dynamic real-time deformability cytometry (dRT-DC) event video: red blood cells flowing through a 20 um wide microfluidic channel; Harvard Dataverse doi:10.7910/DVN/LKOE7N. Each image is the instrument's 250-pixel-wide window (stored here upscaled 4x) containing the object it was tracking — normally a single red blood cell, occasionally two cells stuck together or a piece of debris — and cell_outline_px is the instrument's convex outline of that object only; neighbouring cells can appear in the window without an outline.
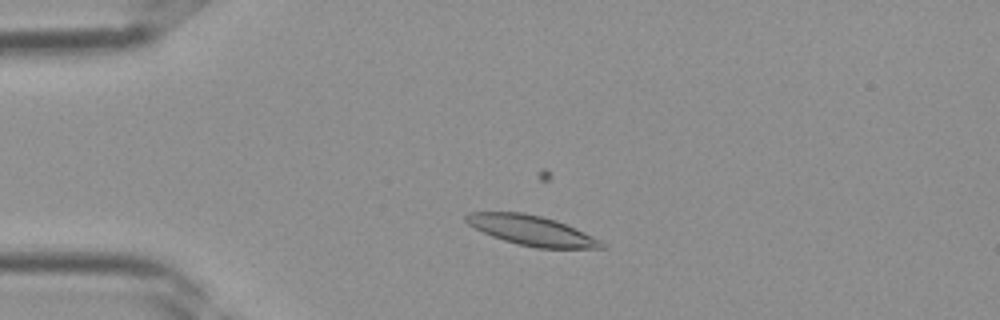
{"species": "Egyptian fruit bat (a non-hibernating species)", "species_latin": "Rousettus aegyptiacus", "temperature_condition": "room temperature", "stored_images_in_passage": 34, "camera_frame_rate_fps": 3000, "um_per_image_px": 0.085, "frame": {"image": 1, "passage_image": 6, "time_ms": 1.667, "image_size_px": [1000, 320], "cell_outline_px": [[604, 248], [536, 248], [504, 240], [492, 236], [468, 224], [464, 220], [464, 216], [468, 212], [524, 212], [556, 220], [592, 236], [600, 240], [604, 244]], "centroid_in_image_um": [45.15, 19.58], "position_along_channel_um": 39.8, "area_um2": 23.24}}
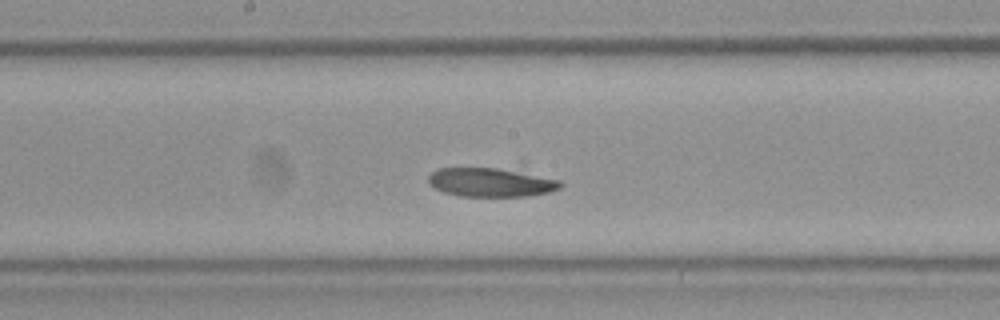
{"frame": {"image": 2, "passage_image": 17, "time_ms": 5.333, "image_size_px": [1000, 320], "cell_outline_px": [[564, 184], [560, 188], [548, 192], [528, 196], [460, 196], [444, 192], [432, 188], [428, 184], [428, 176], [436, 168], [524, 160], [560, 180]], "centroid_in_image_um": [41.98, 15.29], "position_along_channel_um": 206.2, "area_um2": 26.76}}
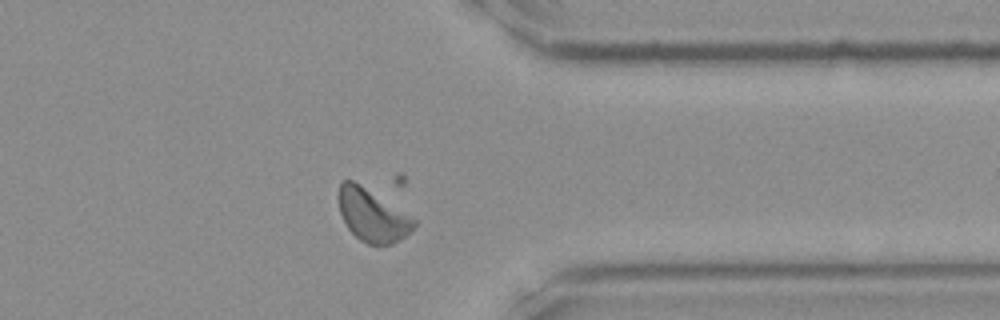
{"frame": {"image": 3, "passage_image": 27, "time_ms": 8.667, "image_size_px": [1000, 320], "cell_outline_px": [[416, 224], [404, 236], [392, 244], [368, 244], [360, 240], [348, 228], [340, 212], [340, 184], [344, 180], [352, 180], [416, 220]], "centroid_in_image_um": [31.63, 18.33], "position_along_channel_um": 379.8, "area_um2": 21.91}}